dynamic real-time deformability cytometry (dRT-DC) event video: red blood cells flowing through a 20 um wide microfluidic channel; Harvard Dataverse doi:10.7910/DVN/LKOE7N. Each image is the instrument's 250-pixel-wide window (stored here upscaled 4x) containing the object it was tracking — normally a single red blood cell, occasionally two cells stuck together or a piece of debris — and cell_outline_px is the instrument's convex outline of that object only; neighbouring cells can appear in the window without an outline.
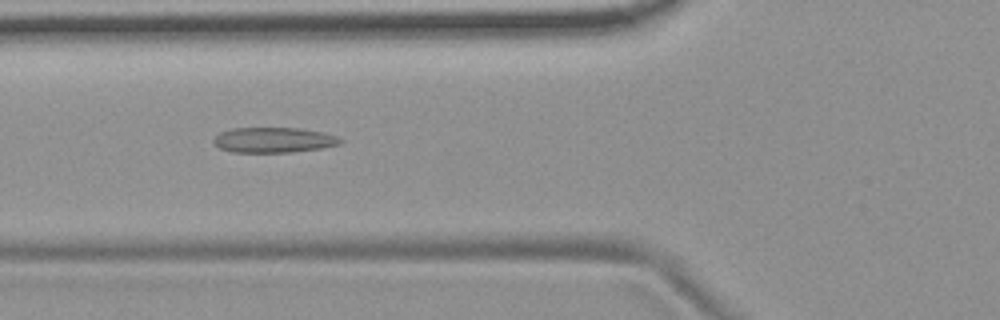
{"species": "common noctule bat (a hibernating species)", "species_latin": "Nyctalus noctula", "temperature_condition": "room temperature", "stored_images_in_passage": 37, "camera_frame_rate_fps": 3000, "um_per_image_px": 0.085, "animal": {"sex": "female", "body_mass_g": 19.9}, "frame": {"image": 1, "passage_image": 3, "time_ms": 0.667, "image_size_px": [1000, 320], "cell_outline_px": [[344, 140], [340, 144], [324, 148], [292, 152], [232, 152], [220, 148], [212, 140], [220, 132], [232, 128], [300, 128], [324, 132], [336, 136]], "centroid_in_image_um": [23.3, 11.9], "position_along_channel_um": 102.5, "area_um2": 18.73}}
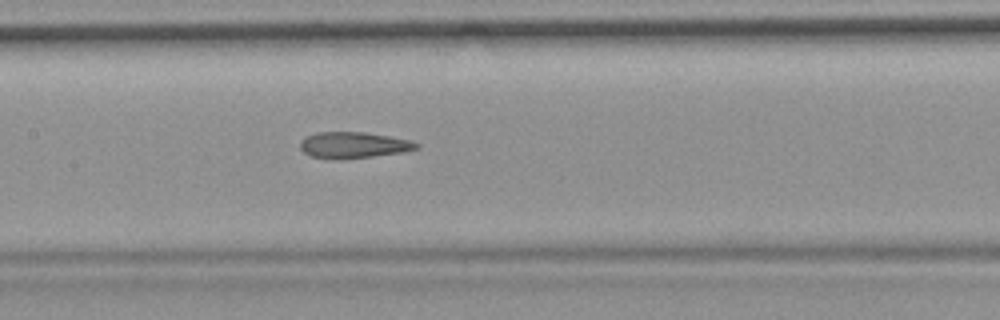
{"frame": {"image": 2, "passage_image": 9, "time_ms": 2.667, "image_size_px": [1000, 320], "cell_outline_px": [[420, 148], [404, 152], [340, 160], [332, 160], [312, 156], [304, 152], [300, 148], [300, 144], [308, 136], [316, 132], [364, 132], [412, 140], [420, 144]], "centroid_in_image_um": [30.09, 12.34], "position_along_channel_um": 177.3, "area_um2": 17.8}}
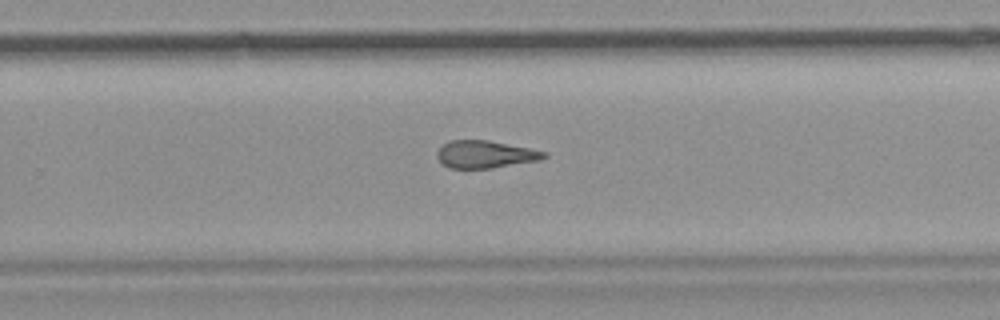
{"frame": {"image": 3, "passage_image": 18, "time_ms": 5.667, "image_size_px": [1000, 320], "cell_outline_px": [[548, 156], [540, 160], [492, 168], [448, 168], [436, 156], [436, 152], [448, 140], [488, 140], [548, 152]], "centroid_in_image_um": [41.25, 13.12], "position_along_channel_um": 288.5, "area_um2": 17.05}}